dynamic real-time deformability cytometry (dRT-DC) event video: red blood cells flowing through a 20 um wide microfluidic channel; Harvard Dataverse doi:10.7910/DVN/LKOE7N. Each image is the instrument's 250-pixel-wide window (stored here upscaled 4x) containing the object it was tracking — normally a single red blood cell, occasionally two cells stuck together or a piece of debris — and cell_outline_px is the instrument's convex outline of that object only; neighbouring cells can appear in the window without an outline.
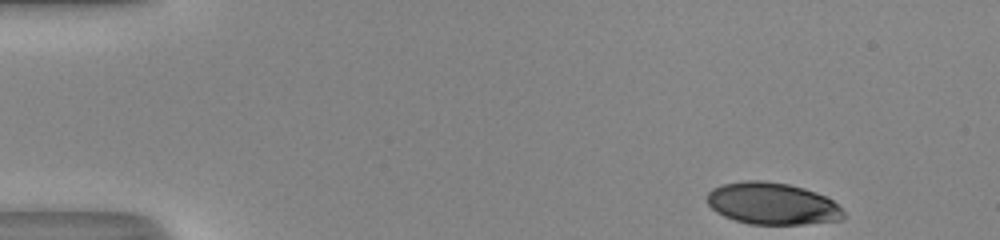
{"species": "human", "species_latin": "Homo sapiens", "temperature_condition": "room temperature", "stored_images_in_passage": 46, "camera_frame_rate_fps": 3000, "um_per_image_px": 0.085, "donor": {"sex": "male"}, "frame": {"image": 1, "passage_image": 1, "time_ms": 0.0, "image_size_px": [1000, 240], "cell_outline_px": [[844, 220], [804, 224], [748, 224], [724, 216], [716, 212], [708, 204], [708, 192], [712, 188], [724, 184], [744, 180], [764, 180], [788, 184], [804, 188], [816, 192], [832, 200], [844, 212]], "centroid_in_image_um": [65.65, 17.31], "position_along_channel_um": 19.4, "area_um2": 33.35}}
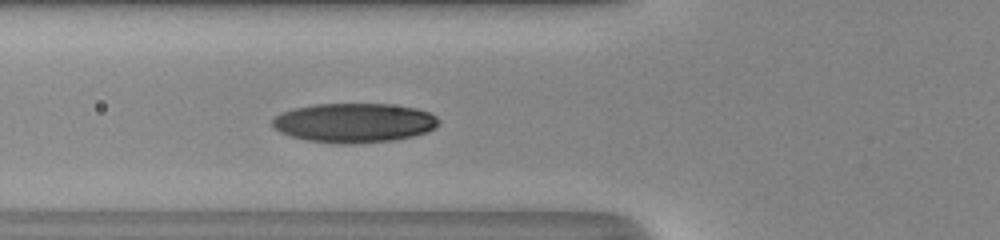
{"frame": {"image": 2, "passage_image": 15, "time_ms": 4.667, "image_size_px": [1000, 240], "cell_outline_px": [[440, 124], [436, 128], [428, 132], [412, 136], [392, 140], [352, 144], [336, 144], [308, 140], [292, 136], [280, 132], [272, 128], [272, 120], [280, 112], [292, 108], [312, 104], [388, 104], [416, 108], [428, 112], [436, 116], [440, 120]], "centroid_in_image_um": [30.09, 10.43], "position_along_channel_um": 95.7, "area_um2": 38.44}}
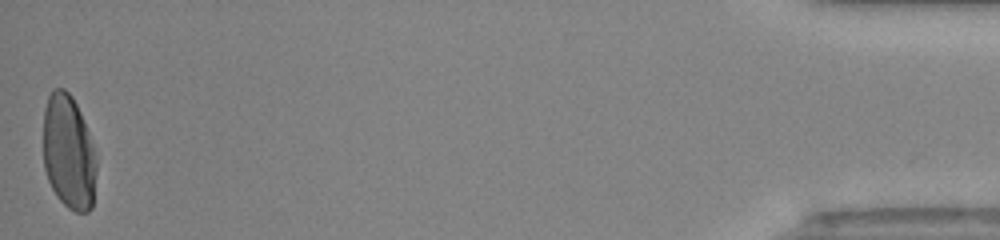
{"frame": {"image": 3, "passage_image": 46, "time_ms": 15.0, "image_size_px": [1000, 240], "cell_outline_px": [[96, 172], [92, 208], [88, 212], [76, 212], [68, 208], [56, 196], [48, 180], [44, 168], [44, 108], [48, 96], [52, 88], [64, 88], [72, 96], [80, 112], [88, 132], [96, 160]], "centroid_in_image_um": [5.82, 12.95], "position_along_channel_um": 429.4, "area_um2": 35.43}, "authors_computed_cell_mechanics": {"area_um2": 35.8071, "velocity_mm_per_s": 4.1421, "shape_relaxation_time_tau1_ms": 4.2044, "shape_relaxation_time_tau2_ms": null, "deformation_change_tau1": 0.1964, "deformation_change_tau2": null}}